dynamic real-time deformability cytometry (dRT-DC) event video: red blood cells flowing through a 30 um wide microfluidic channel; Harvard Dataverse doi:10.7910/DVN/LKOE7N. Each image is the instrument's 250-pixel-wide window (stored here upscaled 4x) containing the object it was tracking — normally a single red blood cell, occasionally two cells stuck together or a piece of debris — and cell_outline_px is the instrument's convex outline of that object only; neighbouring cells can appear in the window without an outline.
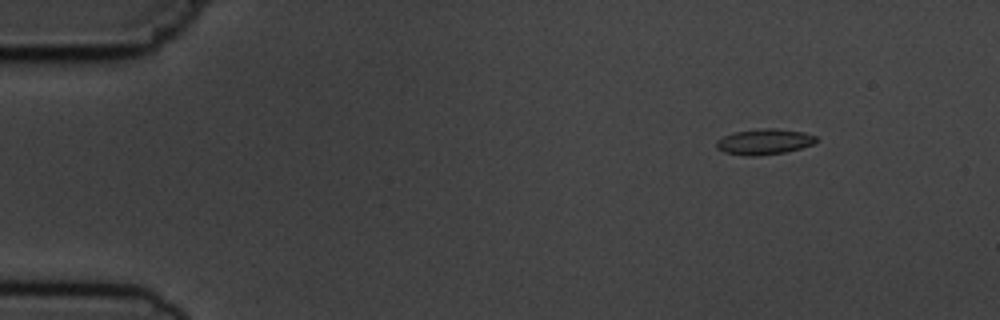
{"species": "common noctule bat (a hibernating species)", "species_latin": "Nyctalus noctula", "temperature_condition": "cold", "stored_images_in_passage": 4, "camera_frame_rate_fps": 3000, "um_per_image_px": 0.085, "animal": {"sex": "male", "body_mass_g": 19.5, "forearm_length_mm": 54.6}, "frame": {"image": 1, "passage_image": 2, "time_ms": 1.333, "image_size_px": [1000, 320], "cell_outline_px": [[816, 144], [784, 152], [756, 156], [748, 156], [724, 152], [716, 148], [716, 140], [724, 136], [736, 132], [760, 128], [776, 128], [804, 132], [816, 136]], "centroid_in_image_um": [64.97, 12.04], "position_along_channel_um": 20.0, "area_um2": 14.91}}
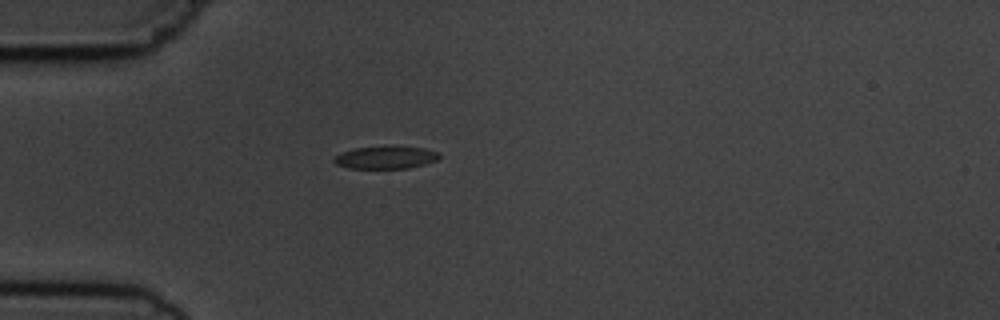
{"frame": {"image": 2, "passage_image": 4, "time_ms": 4.333, "image_size_px": [1000, 320], "cell_outline_px": [[440, 156], [436, 160], [424, 164], [408, 168], [348, 168], [336, 164], [332, 160], [336, 156], [344, 152], [356, 148], [424, 148], [440, 152]], "centroid_in_image_um": [32.8, 13.41], "position_along_channel_um": 52.2, "area_um2": 13.18}}